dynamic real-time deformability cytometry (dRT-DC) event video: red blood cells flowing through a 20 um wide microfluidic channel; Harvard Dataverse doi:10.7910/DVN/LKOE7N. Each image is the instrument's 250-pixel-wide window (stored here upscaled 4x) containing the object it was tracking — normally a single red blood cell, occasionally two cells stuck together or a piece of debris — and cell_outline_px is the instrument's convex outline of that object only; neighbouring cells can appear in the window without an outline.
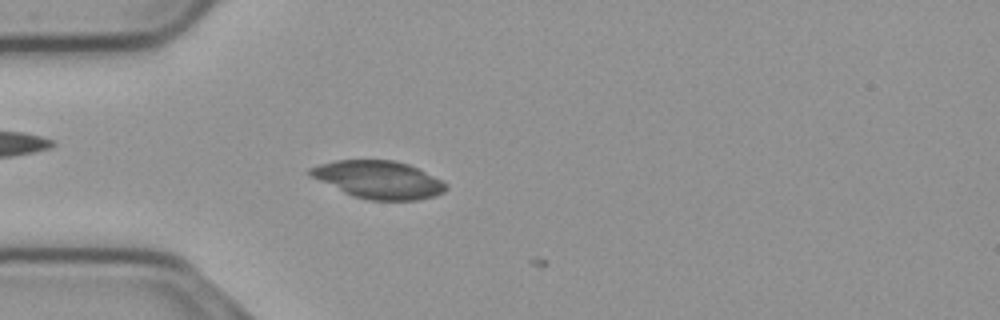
{"species": "common noctule bat (a hibernating species)", "species_latin": "Nyctalus noctula", "temperature_condition": "cold", "stored_images_in_passage": 4, "camera_frame_rate_fps": 3000, "um_per_image_px": 0.085, "animal": {"sex": "male", "body_mass_g": 23.1, "forearm_length_mm": 52.7}, "frame": {"image": 1, "passage_image": 3, "time_ms": 0.667, "image_size_px": [1000, 320], "cell_outline_px": [[448, 188], [444, 192], [436, 196], [416, 200], [368, 200], [352, 196], [308, 176], [304, 172], [308, 168], [320, 164], [336, 160], [392, 160], [408, 164], [448, 184]], "centroid_in_image_um": [32.12, 15.28], "position_along_channel_um": 52.9, "area_um2": 29.94}}